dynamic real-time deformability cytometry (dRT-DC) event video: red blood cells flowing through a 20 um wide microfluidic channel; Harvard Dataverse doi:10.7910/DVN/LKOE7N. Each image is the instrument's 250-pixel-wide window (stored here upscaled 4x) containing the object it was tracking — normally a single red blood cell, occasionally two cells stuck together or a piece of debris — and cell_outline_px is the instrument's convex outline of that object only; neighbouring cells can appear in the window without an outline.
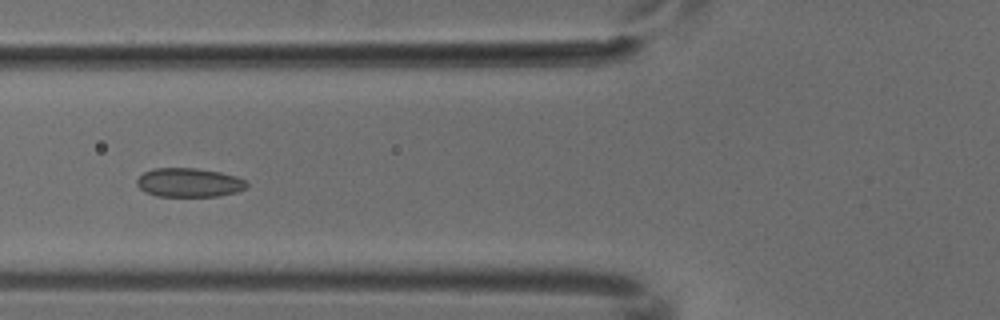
{"species": "common noctule bat (a hibernating species)", "species_latin": "Nyctalus noctula", "temperature_condition": "cold", "stored_images_in_passage": 6, "camera_frame_rate_fps": 3000, "um_per_image_px": 0.085, "animal": {"sex": "male", "body_mass_g": 18.8}, "frame": {"image": 1, "passage_image": 6, "time_ms": 1.667, "image_size_px": [1000, 320], "cell_outline_px": [[248, 184], [244, 188], [236, 192], [216, 196], [156, 196], [144, 192], [136, 184], [136, 180], [144, 172], [152, 168], [196, 168], [220, 172], [236, 176], [248, 180]], "centroid_in_image_um": [16.06, 15.51], "position_along_channel_um": 109.7, "area_um2": 18.61}}